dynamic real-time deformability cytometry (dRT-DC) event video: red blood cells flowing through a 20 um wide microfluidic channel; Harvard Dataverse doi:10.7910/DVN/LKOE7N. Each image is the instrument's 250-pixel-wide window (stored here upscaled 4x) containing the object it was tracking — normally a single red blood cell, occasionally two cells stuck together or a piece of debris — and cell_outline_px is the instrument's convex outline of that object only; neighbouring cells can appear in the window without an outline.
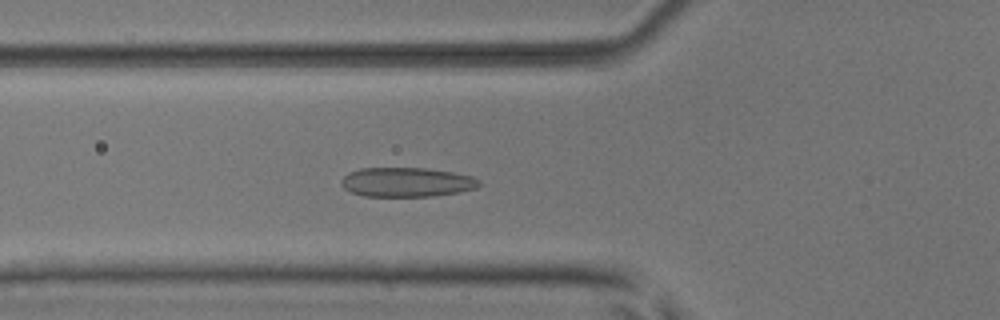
{"species": "common noctule bat (a hibernating species)", "species_latin": "Nyctalus noctula", "temperature_condition": "room temperature", "stored_images_in_passage": 53, "camera_frame_rate_fps": 3000, "um_per_image_px": 0.085, "animal": {"sex": "male", "body_mass_g": 17.9, "forearm_length_mm": 54.2}, "frame": {"image": 1, "passage_image": 20, "time_ms": 6.333, "image_size_px": [1000, 320], "cell_outline_px": [[480, 184], [476, 188], [460, 192], [432, 196], [364, 196], [352, 192], [344, 188], [340, 184], [340, 180], [348, 172], [360, 168], [424, 168], [452, 172], [472, 176], [480, 180]], "centroid_in_image_um": [34.55, 15.48], "position_along_channel_um": 91.2, "area_um2": 23.64}}
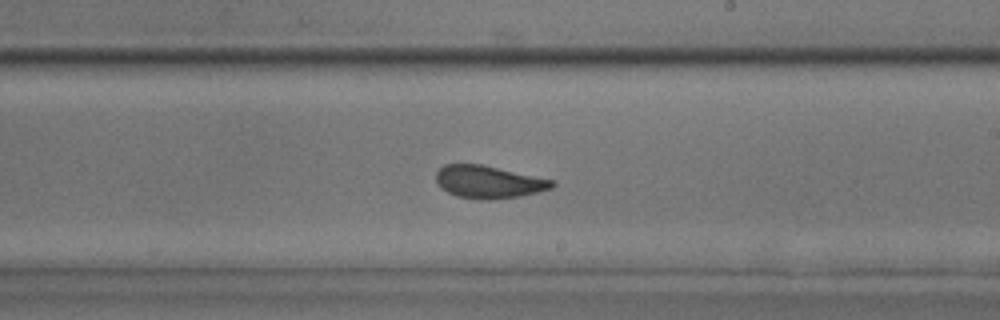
{"frame": {"image": 2, "passage_image": 32, "time_ms": 10.333, "image_size_px": [1000, 320], "cell_outline_px": [[556, 184], [552, 188], [520, 196], [492, 200], [480, 200], [456, 196], [440, 188], [436, 180], [436, 172], [444, 164], [480, 164], [556, 180]], "centroid_in_image_um": [41.53, 15.47], "position_along_channel_um": 247.5, "area_um2": 22.2}}
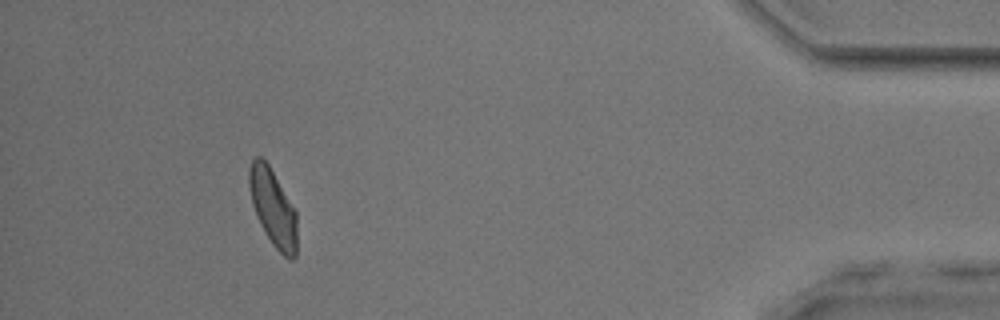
{"frame": {"image": 3, "passage_image": 49, "time_ms": 16.0, "image_size_px": [1000, 320], "cell_outline_px": [[296, 256], [292, 260], [288, 260], [272, 244], [260, 224], [256, 216], [252, 204], [248, 184], [248, 168], [252, 160], [256, 156], [260, 156], [268, 164], [296, 208]], "centroid_in_image_um": [23.2, 17.64], "position_along_channel_um": 412.0, "area_um2": 21.73}, "authors_computed_cell_mechanics": {"area_um2": 22.7154, "velocity_mm_per_s": 3.92, "shape_relaxation_time_tau1_ms": 5.8441, "shape_relaxation_time_tau2_ms": 1.2023, "deformation_change_tau1": 0.1556, "deformation_change_tau2": 0.0835}}